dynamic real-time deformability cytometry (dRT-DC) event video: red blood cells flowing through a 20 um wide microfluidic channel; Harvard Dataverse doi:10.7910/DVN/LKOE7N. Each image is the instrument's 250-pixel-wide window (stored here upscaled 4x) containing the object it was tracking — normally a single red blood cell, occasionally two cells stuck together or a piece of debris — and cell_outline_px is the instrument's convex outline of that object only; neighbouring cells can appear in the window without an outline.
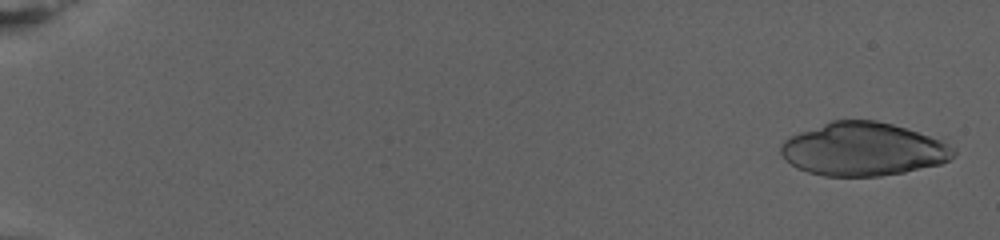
{"species": "human", "species_latin": "Homo sapiens", "temperature_condition": "warm", "stored_images_in_passage": 51, "camera_frame_rate_fps": 3000, "um_per_image_px": 0.085, "donor": {"sex": "female"}, "frame": {"image": 1, "passage_image": 3, "time_ms": 0.667, "image_size_px": [1000, 240], "cell_outline_px": [[956, 152], [948, 160], [940, 164], [904, 172], [880, 176], [824, 176], [808, 172], [796, 168], [780, 152], [780, 144], [788, 136], [832, 120], [876, 120], [892, 124], [940, 140], [956, 148]], "centroid_in_image_um": [73.34, 12.68], "position_along_channel_um": 11.7, "area_um2": 53.35}}
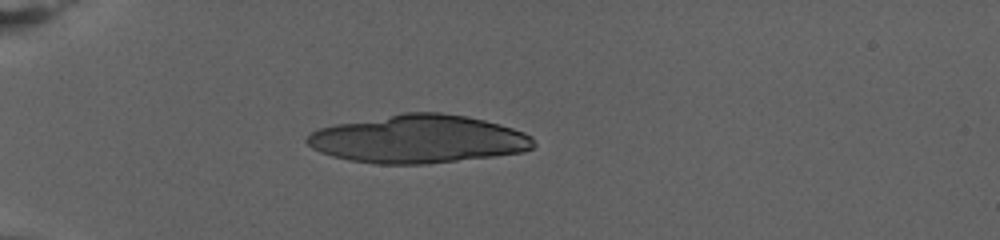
{"frame": {"image": 2, "passage_image": 25, "time_ms": 8.0, "image_size_px": [1000, 240], "cell_outline_px": [[536, 144], [532, 148], [524, 152], [496, 156], [428, 164], [376, 164], [348, 160], [332, 156], [320, 152], [312, 148], [304, 140], [316, 128], [336, 124], [404, 112], [440, 112], [464, 116], [484, 120], [500, 124], [524, 132], [532, 136]], "centroid_in_image_um": [35.56, 11.83], "position_along_channel_um": 49.4, "area_um2": 63.81}}